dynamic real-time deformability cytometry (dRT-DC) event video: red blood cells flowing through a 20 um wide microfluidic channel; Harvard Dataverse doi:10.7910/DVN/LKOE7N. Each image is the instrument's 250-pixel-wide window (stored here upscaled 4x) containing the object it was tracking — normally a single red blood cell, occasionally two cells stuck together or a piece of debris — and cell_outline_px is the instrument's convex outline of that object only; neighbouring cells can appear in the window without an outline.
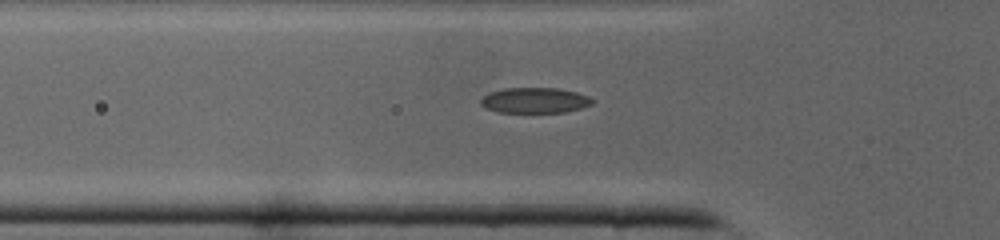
{"species": "common noctule bat (a hibernating species)", "species_latin": "Nyctalus noctula", "temperature_condition": "cold", "stored_images_in_passage": 30, "camera_frame_rate_fps": 3000, "um_per_image_px": 0.085, "animal": {"sex": "male", "body_mass_g": 19.0, "forearm_length_mm": 50.8}, "frame": {"image": 1, "passage_image": 4, "time_ms": 1.0, "image_size_px": [1000, 240], "cell_outline_px": [[596, 100], [592, 104], [580, 108], [564, 112], [496, 112], [484, 108], [480, 104], [480, 100], [488, 92], [504, 88], [556, 88], [576, 92], [588, 96]], "centroid_in_image_um": [45.43, 8.53], "position_along_channel_um": 80.4, "area_um2": 16.65}}
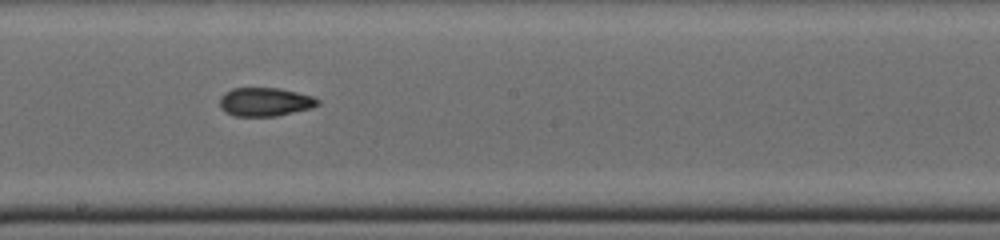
{"frame": {"image": 2, "passage_image": 13, "time_ms": 4.0, "image_size_px": [1000, 240], "cell_outline_px": [[320, 104], [312, 108], [276, 116], [236, 116], [224, 112], [220, 108], [220, 96], [224, 92], [232, 88], [280, 88], [312, 96], [320, 100]], "centroid_in_image_um": [22.51, 8.66], "position_along_channel_um": 225.7, "area_um2": 16.47}}
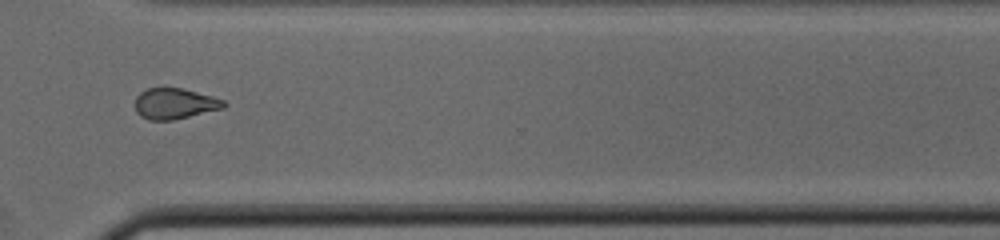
{"frame": {"image": 3, "passage_image": 21, "time_ms": 6.667, "image_size_px": [1000, 240], "cell_outline_px": [[228, 104], [224, 108], [172, 120], [148, 120], [140, 116], [136, 112], [136, 96], [140, 92], [148, 88], [184, 88], [212, 96], [224, 100]], "centroid_in_image_um": [14.86, 8.8], "position_along_channel_um": 355.7, "area_um2": 15.95}}